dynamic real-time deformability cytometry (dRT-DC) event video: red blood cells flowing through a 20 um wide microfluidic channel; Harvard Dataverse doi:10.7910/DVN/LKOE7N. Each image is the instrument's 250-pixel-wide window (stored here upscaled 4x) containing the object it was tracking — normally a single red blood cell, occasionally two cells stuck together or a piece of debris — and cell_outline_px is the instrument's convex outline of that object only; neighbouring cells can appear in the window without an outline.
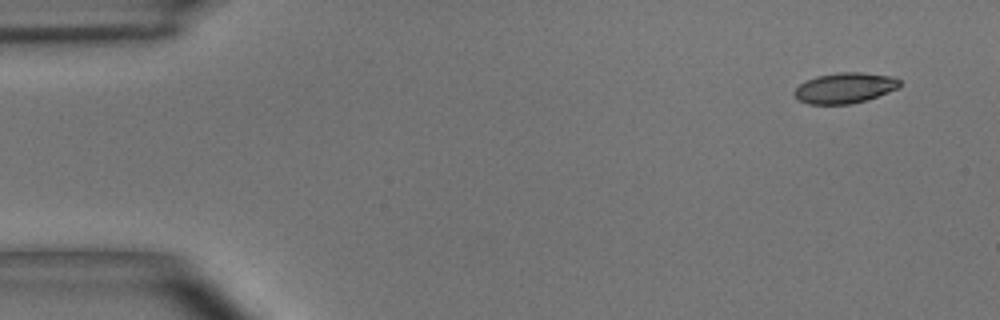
{"species": "common noctule bat (a hibernating species)", "species_latin": "Nyctalus noctula", "temperature_condition": "room temperature", "stored_images_in_passage": 52, "camera_frame_rate_fps": 3000, "um_per_image_px": 0.085, "animal": {"sex": "male", "body_mass_g": 15.6}, "frame": {"image": 1, "passage_image": 1, "time_ms": 0.0, "image_size_px": [1000, 320], "cell_outline_px": [[900, 88], [868, 100], [852, 104], [808, 104], [796, 100], [792, 92], [800, 84], [816, 76], [840, 72], [860, 72], [892, 76], [900, 80]], "centroid_in_image_um": [71.81, 7.49], "position_along_channel_um": 13.2, "area_um2": 19.02}}
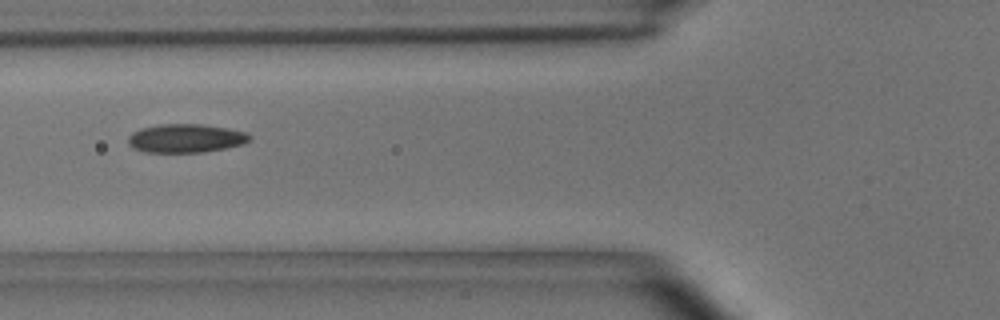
{"frame": {"image": 2, "passage_image": 18, "time_ms": 5.667, "image_size_px": [1000, 320], "cell_outline_px": [[252, 140], [244, 144], [204, 152], [144, 152], [132, 148], [128, 144], [128, 136], [132, 132], [140, 128], [160, 124], [200, 124], [228, 128], [248, 132], [252, 136]], "centroid_in_image_um": [15.8, 11.75], "position_along_channel_um": 110.0, "area_um2": 20.52}}
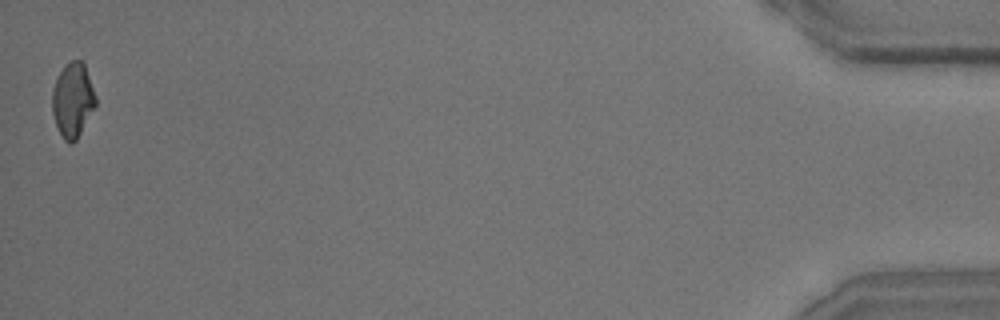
{"frame": {"image": 3, "passage_image": 52, "time_ms": 17.0, "image_size_px": [1000, 320], "cell_outline_px": [[96, 104], [76, 140], [72, 144], [64, 140], [56, 124], [52, 112], [52, 88], [60, 72], [72, 60], [84, 60], [96, 96]], "centroid_in_image_um": [6.19, 8.48], "position_along_channel_um": 429.0, "area_um2": 18.67}, "authors_computed_cell_mechanics": {"area_um2": 19.6231, "velocity_mm_per_s": 3.6168, "shape_relaxation_time_tau1_ms": 4.6151, "shape_relaxation_time_tau2_ms": 2.2262, "deformation_change_tau1": 0.1316, "deformation_change_tau2": 0.0784}}